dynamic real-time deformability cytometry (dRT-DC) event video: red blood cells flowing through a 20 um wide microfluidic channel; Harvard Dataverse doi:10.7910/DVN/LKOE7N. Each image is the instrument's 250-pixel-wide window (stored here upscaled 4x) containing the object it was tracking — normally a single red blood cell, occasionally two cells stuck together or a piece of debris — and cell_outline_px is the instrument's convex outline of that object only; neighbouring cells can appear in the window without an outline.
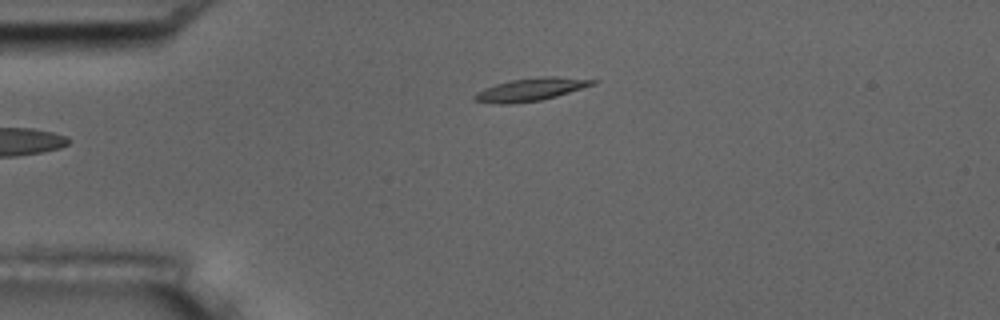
{"species": "common noctule bat (a hibernating species)", "species_latin": "Nyctalus noctula", "temperature_condition": "room temperature", "stored_images_in_passage": 6, "camera_frame_rate_fps": 3000, "um_per_image_px": 0.085, "animal": {"sex": "male", "body_mass_g": 17.5, "forearm_length_mm": 52.3}, "frame": {"image": 1, "passage_image": 6, "time_ms": 5.667, "image_size_px": [1000, 320], "cell_outline_px": [[596, 84], [556, 96], [540, 100], [512, 104], [500, 104], [472, 100], [472, 96], [476, 92], [484, 88], [496, 84], [512, 80], [540, 76], [556, 76], [596, 80]], "centroid_in_image_um": [45.08, 7.6], "position_along_channel_um": 39.9, "area_um2": 15.66}}